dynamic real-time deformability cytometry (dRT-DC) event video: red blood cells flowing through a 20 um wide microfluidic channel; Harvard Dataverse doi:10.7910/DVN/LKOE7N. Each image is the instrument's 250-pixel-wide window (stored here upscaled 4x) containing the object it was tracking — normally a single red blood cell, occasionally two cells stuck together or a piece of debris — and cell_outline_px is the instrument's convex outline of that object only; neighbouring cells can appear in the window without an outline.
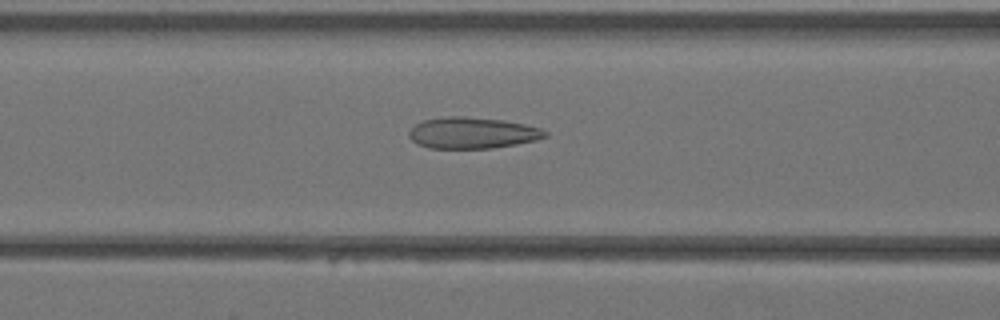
{"species": "Egyptian fruit bat (a non-hibernating species)", "species_latin": "Rousettus aegyptiacus", "temperature_condition": "warm", "stored_images_in_passage": 30, "camera_frame_rate_fps": 3000, "um_per_image_px": 0.085, "animal": {"sex": "female"}, "frame": {"image": 1, "passage_image": 6, "time_ms": 1.667, "image_size_px": [1000, 320], "cell_outline_px": [[548, 136], [536, 140], [516, 144], [492, 148], [428, 148], [412, 140], [408, 136], [408, 132], [416, 124], [424, 120], [448, 116], [464, 116], [504, 120], [524, 124], [540, 128], [548, 132]], "centroid_in_image_um": [40.17, 11.29], "position_along_channel_um": 126.4, "area_um2": 24.74}}
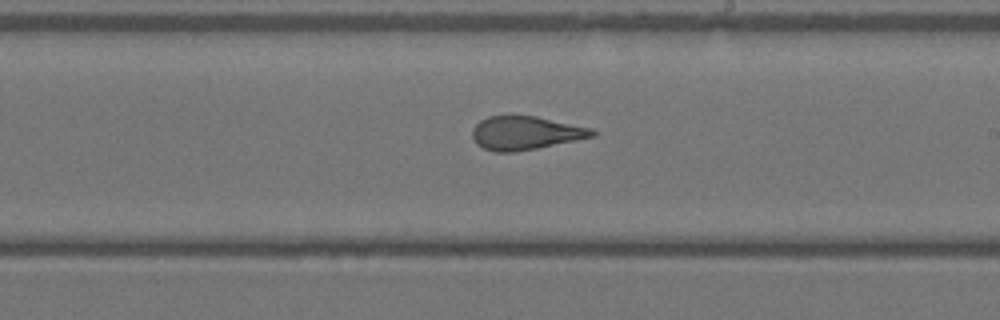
{"frame": {"image": 2, "passage_image": 13, "time_ms": 4.0, "image_size_px": [1000, 320], "cell_outline_px": [[596, 136], [516, 152], [496, 152], [484, 148], [476, 144], [472, 136], [472, 128], [480, 120], [488, 116], [536, 116], [592, 128], [596, 132]], "centroid_in_image_um": [44.65, 11.3], "position_along_channel_um": 244.3, "area_um2": 23.35}}
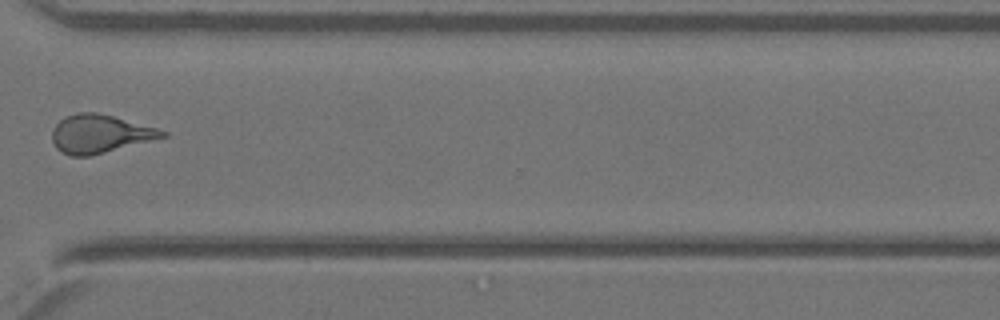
{"frame": {"image": 3, "passage_image": 20, "time_ms": 6.333, "image_size_px": [1000, 320], "cell_outline_px": [[168, 136], [88, 156], [72, 156], [60, 152], [56, 148], [52, 140], [52, 128], [64, 116], [76, 112], [96, 112], [112, 116], [156, 128], [168, 132]], "centroid_in_image_um": [8.44, 11.37], "position_along_channel_um": 362.2, "area_um2": 24.39}}